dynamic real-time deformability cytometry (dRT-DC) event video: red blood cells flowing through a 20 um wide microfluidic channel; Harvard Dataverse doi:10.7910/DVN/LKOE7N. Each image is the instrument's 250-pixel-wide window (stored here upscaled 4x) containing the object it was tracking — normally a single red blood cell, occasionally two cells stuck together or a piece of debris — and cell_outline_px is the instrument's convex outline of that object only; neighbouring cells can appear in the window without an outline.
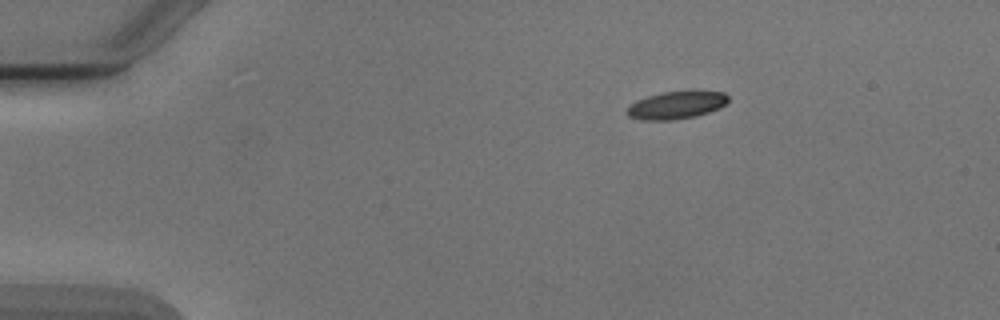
{"species": "Egyptian fruit bat (a non-hibernating species)", "species_latin": "Rousettus aegyptiacus", "temperature_condition": "cold", "stored_images_in_passage": 5, "camera_frame_rate_fps": 3000, "um_per_image_px": 0.085, "animal": {"sex": "male"}, "frame": {"image": 1, "passage_image": 5, "time_ms": 5.333, "image_size_px": [1000, 320], "cell_outline_px": [[728, 100], [720, 108], [696, 116], [672, 120], [640, 120], [628, 116], [624, 112], [636, 100], [648, 96], [664, 92], [724, 92], [728, 96]], "centroid_in_image_um": [57.45, 8.96], "position_along_channel_um": 27.6, "area_um2": 16.01}}